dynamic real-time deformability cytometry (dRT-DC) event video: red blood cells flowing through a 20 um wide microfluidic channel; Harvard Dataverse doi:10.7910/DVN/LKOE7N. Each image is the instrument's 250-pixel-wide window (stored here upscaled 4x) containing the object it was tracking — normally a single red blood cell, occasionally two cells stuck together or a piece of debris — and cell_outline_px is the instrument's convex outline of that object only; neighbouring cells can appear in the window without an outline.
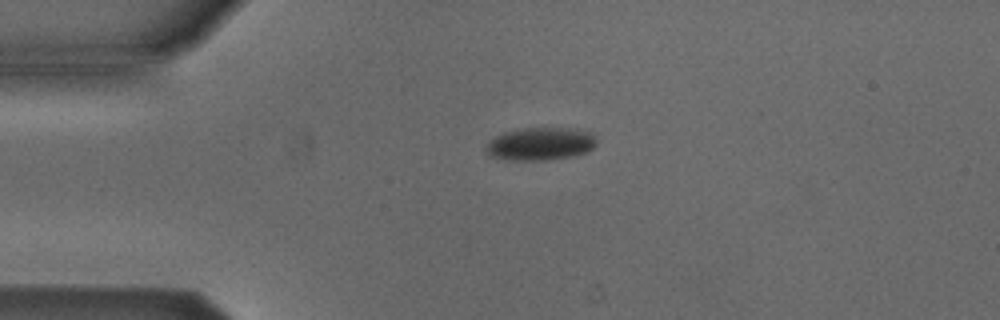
{"species": "Egyptian fruit bat (a non-hibernating species)", "species_latin": "Rousettus aegyptiacus", "temperature_condition": "cold", "stored_images_in_passage": 42, "camera_frame_rate_fps": 3000, "um_per_image_px": 0.085, "animal": {"sex": "male"}, "frame": {"image": 1, "passage_image": 1, "time_ms": 0.0, "image_size_px": [1000, 320], "cell_outline_px": [[596, 144], [592, 148], [584, 152], [572, 156], [548, 160], [504, 160], [488, 156], [484, 152], [484, 148], [496, 136], [504, 132], [524, 128], [572, 128], [588, 132], [596, 140]], "centroid_in_image_um": [45.87, 12.24], "position_along_channel_um": 39.1, "area_um2": 21.1}}
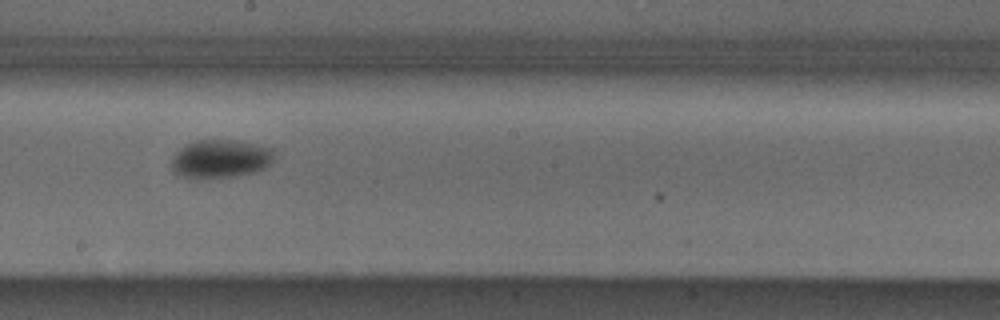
{"frame": {"image": 2, "passage_image": 18, "time_ms": 5.667, "image_size_px": [1000, 320], "cell_outline_px": [[272, 160], [264, 168], [256, 172], [236, 176], [208, 180], [192, 180], [176, 176], [172, 172], [172, 156], [180, 148], [196, 140], [236, 140], [272, 148]], "centroid_in_image_um": [18.65, 13.55], "position_along_channel_um": 229.6, "area_um2": 23.52}}
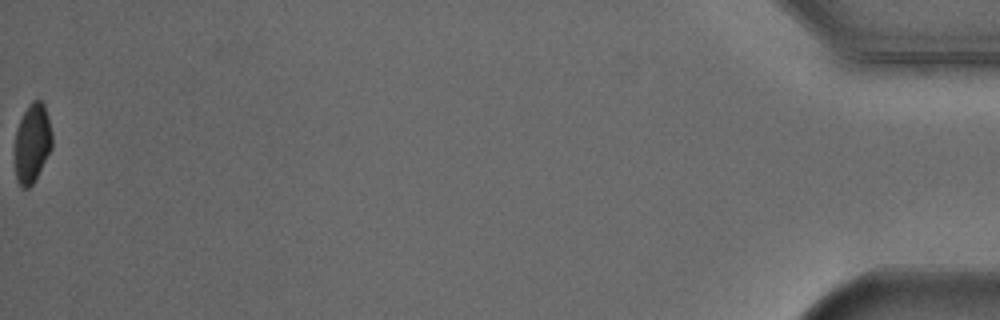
{"frame": {"image": 3, "passage_image": 42, "time_ms": 13.667, "image_size_px": [1000, 320], "cell_outline_px": [[52, 148], [36, 180], [28, 188], [20, 188], [16, 180], [16, 132], [20, 120], [28, 104], [32, 100], [40, 100], [44, 104], [52, 132]], "centroid_in_image_um": [2.76, 12.19], "position_along_channel_um": 432.4, "area_um2": 17.17}, "authors_computed_cell_mechanics": {"area_um2": 21.3571, "velocity_mm_per_s": 3.8745, "shape_relaxation_time_tau1_ms": 4.4852, "shape_relaxation_time_tau2_ms": null, "deformation_change_tau1": 0.0892, "deformation_change_tau2": null}}